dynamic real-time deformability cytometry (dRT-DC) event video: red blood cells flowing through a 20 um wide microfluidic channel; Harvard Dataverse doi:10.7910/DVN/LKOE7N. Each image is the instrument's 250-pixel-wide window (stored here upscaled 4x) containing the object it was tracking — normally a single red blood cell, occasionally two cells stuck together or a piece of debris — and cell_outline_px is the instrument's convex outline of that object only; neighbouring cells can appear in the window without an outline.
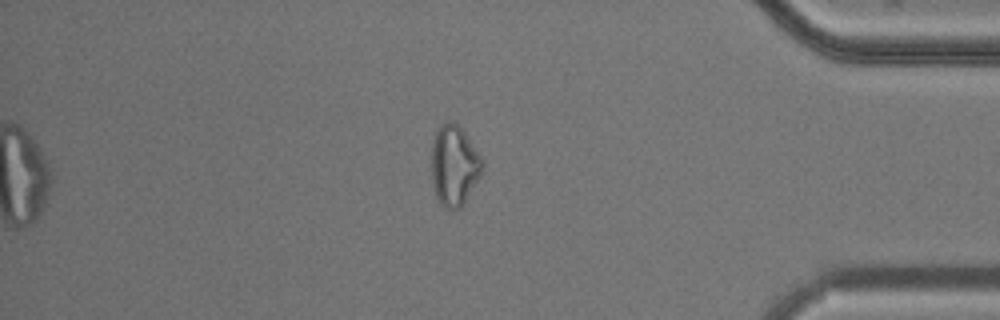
{"species": "common noctule bat (a hibernating species)", "species_latin": "Nyctalus noctula", "temperature_condition": "cold", "stored_images_in_passage": 13, "camera_frame_rate_fps": 3000, "um_per_image_px": 0.085, "animal": {"sex": "male", "body_mass_g": 20.5, "forearm_length_mm": 52.5}, "frame": {"image": 1, "passage_image": 13, "time_ms": 16.0, "image_size_px": [1000, 320], "cell_outline_px": [[484, 168], [480, 176], [464, 204], [460, 208], [444, 208], [440, 204], [436, 196], [432, 180], [432, 144], [436, 128], [440, 124], [448, 120], [452, 120], [464, 132], [484, 160]], "centroid_in_image_um": [38.61, 14.05], "position_along_channel_um": 396.6, "area_um2": 23.99}}